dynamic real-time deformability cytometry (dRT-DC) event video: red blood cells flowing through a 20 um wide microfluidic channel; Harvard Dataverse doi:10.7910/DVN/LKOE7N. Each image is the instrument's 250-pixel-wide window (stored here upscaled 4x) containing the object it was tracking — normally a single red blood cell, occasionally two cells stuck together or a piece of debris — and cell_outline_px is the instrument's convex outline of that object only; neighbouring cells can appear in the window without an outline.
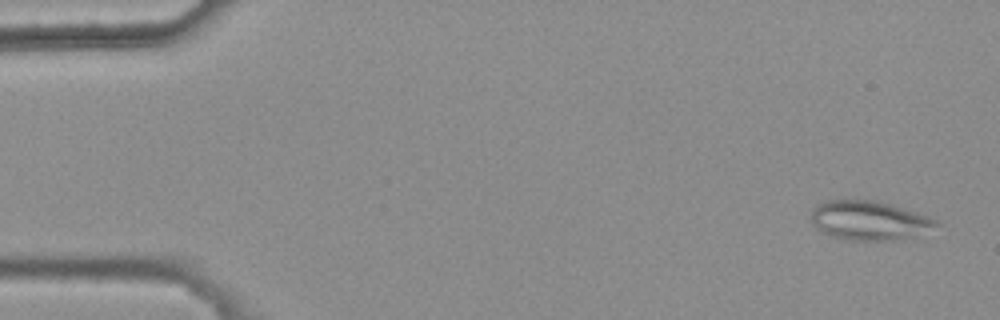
{"species": "common noctule bat (a hibernating species)", "species_latin": "Nyctalus noctula", "temperature_condition": "warm", "stored_images_in_passage": 4, "camera_frame_rate_fps": 3000, "um_per_image_px": 0.085, "animal": {"sex": "female", "body_mass_g": 25.1}, "frame": {"image": 1, "passage_image": 1, "time_ms": 0.0, "image_size_px": [1000, 320], "cell_outline_px": [[940, 224], [908, 236], [896, 240], [844, 240], [820, 232], [812, 224], [812, 208], [824, 200], [876, 200], [904, 208], [928, 216], [936, 220]], "centroid_in_image_um": [73.78, 18.72], "position_along_channel_um": 11.2, "area_um2": 28.21}}